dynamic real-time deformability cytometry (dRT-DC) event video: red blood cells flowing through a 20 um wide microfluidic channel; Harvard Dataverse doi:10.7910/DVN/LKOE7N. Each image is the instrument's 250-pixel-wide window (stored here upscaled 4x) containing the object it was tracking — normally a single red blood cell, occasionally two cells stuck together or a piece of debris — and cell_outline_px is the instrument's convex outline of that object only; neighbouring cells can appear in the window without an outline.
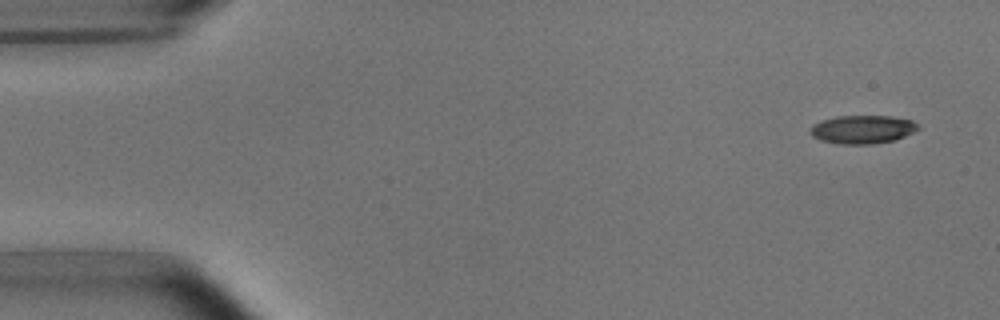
{"species": "common noctule bat (a hibernating species)", "species_latin": "Nyctalus noctula", "temperature_condition": "room temperature", "stored_images_in_passage": 4, "camera_frame_rate_fps": 3000, "um_per_image_px": 0.085, "animal": {"sex": "male", "body_mass_g": 15.6}, "frame": {"image": 1, "passage_image": 1, "time_ms": 0.0, "image_size_px": [1000, 320], "cell_outline_px": [[920, 128], [896, 140], [872, 144], [840, 144], [820, 140], [812, 136], [808, 132], [812, 124], [836, 116], [892, 116], [912, 120]], "centroid_in_image_um": [73.29, 11.0], "position_along_channel_um": 11.7, "area_um2": 17.86}}
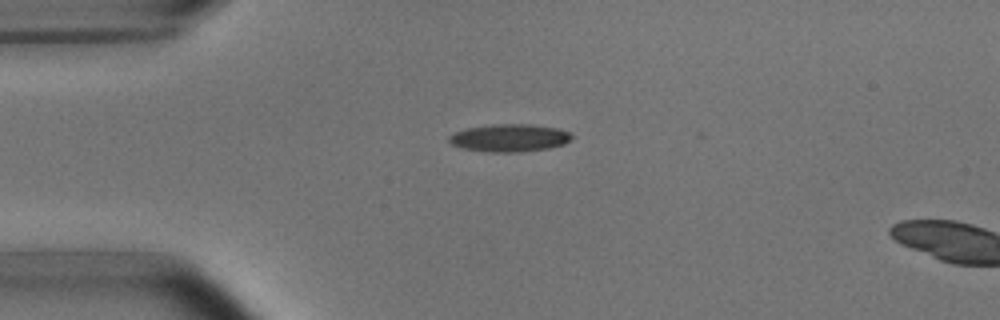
{"frame": {"image": 2, "passage_image": 3, "time_ms": 3.333, "image_size_px": [1000, 320], "cell_outline_px": [[572, 136], [564, 144], [548, 148], [516, 152], [488, 152], [464, 148], [452, 144], [448, 140], [448, 136], [456, 132], [468, 128], [496, 124], [532, 124], [556, 128], [568, 132]], "centroid_in_image_um": [43.29, 11.72], "position_along_channel_um": 41.7, "area_um2": 19.42}}